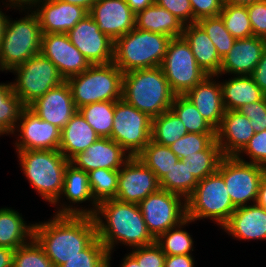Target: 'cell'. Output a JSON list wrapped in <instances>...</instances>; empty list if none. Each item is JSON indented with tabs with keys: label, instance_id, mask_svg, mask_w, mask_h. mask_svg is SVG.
I'll use <instances>...</instances> for the list:
<instances>
[{
	"label": "cell",
	"instance_id": "cell-26",
	"mask_svg": "<svg viewBox=\"0 0 266 267\" xmlns=\"http://www.w3.org/2000/svg\"><path fill=\"white\" fill-rule=\"evenodd\" d=\"M222 229L236 240H266V209L257 203L238 207Z\"/></svg>",
	"mask_w": 266,
	"mask_h": 267
},
{
	"label": "cell",
	"instance_id": "cell-34",
	"mask_svg": "<svg viewBox=\"0 0 266 267\" xmlns=\"http://www.w3.org/2000/svg\"><path fill=\"white\" fill-rule=\"evenodd\" d=\"M194 222L186 218L179 225L172 227L155 239V243L166 255H190L194 249L192 235L184 230L185 226Z\"/></svg>",
	"mask_w": 266,
	"mask_h": 267
},
{
	"label": "cell",
	"instance_id": "cell-58",
	"mask_svg": "<svg viewBox=\"0 0 266 267\" xmlns=\"http://www.w3.org/2000/svg\"><path fill=\"white\" fill-rule=\"evenodd\" d=\"M256 203L266 209V175L260 183Z\"/></svg>",
	"mask_w": 266,
	"mask_h": 267
},
{
	"label": "cell",
	"instance_id": "cell-17",
	"mask_svg": "<svg viewBox=\"0 0 266 267\" xmlns=\"http://www.w3.org/2000/svg\"><path fill=\"white\" fill-rule=\"evenodd\" d=\"M65 197V201L61 203ZM62 199V200H61ZM90 202L91 208L78 207V204ZM61 204V205H60ZM77 204V206L73 205ZM59 206L55 215H88L93 216L97 210L98 203L95 201L90 184L89 176L84 170L75 167L70 162L64 171L63 190L59 199L53 204ZM74 206V207H73Z\"/></svg>",
	"mask_w": 266,
	"mask_h": 267
},
{
	"label": "cell",
	"instance_id": "cell-36",
	"mask_svg": "<svg viewBox=\"0 0 266 267\" xmlns=\"http://www.w3.org/2000/svg\"><path fill=\"white\" fill-rule=\"evenodd\" d=\"M141 162L150 168L160 180L176 164L179 158L169 148L152 140L137 155Z\"/></svg>",
	"mask_w": 266,
	"mask_h": 267
},
{
	"label": "cell",
	"instance_id": "cell-8",
	"mask_svg": "<svg viewBox=\"0 0 266 267\" xmlns=\"http://www.w3.org/2000/svg\"><path fill=\"white\" fill-rule=\"evenodd\" d=\"M186 205L187 218L193 221L208 218L220 225V229L237 209L227 192L223 176L218 171L198 181L194 192L186 200Z\"/></svg>",
	"mask_w": 266,
	"mask_h": 267
},
{
	"label": "cell",
	"instance_id": "cell-13",
	"mask_svg": "<svg viewBox=\"0 0 266 267\" xmlns=\"http://www.w3.org/2000/svg\"><path fill=\"white\" fill-rule=\"evenodd\" d=\"M145 224L156 239L187 218L186 200L177 194L159 189L139 204Z\"/></svg>",
	"mask_w": 266,
	"mask_h": 267
},
{
	"label": "cell",
	"instance_id": "cell-2",
	"mask_svg": "<svg viewBox=\"0 0 266 267\" xmlns=\"http://www.w3.org/2000/svg\"><path fill=\"white\" fill-rule=\"evenodd\" d=\"M93 218L97 237L106 247L108 254L112 255L118 243L132 249L155 242L137 204L117 199L106 200L98 204Z\"/></svg>",
	"mask_w": 266,
	"mask_h": 267
},
{
	"label": "cell",
	"instance_id": "cell-9",
	"mask_svg": "<svg viewBox=\"0 0 266 267\" xmlns=\"http://www.w3.org/2000/svg\"><path fill=\"white\" fill-rule=\"evenodd\" d=\"M11 72L16 74L15 81L12 82L13 91L25 107L65 81L57 67L41 53Z\"/></svg>",
	"mask_w": 266,
	"mask_h": 267
},
{
	"label": "cell",
	"instance_id": "cell-3",
	"mask_svg": "<svg viewBox=\"0 0 266 267\" xmlns=\"http://www.w3.org/2000/svg\"><path fill=\"white\" fill-rule=\"evenodd\" d=\"M174 97L160 66L123 73L122 99L151 118L169 110Z\"/></svg>",
	"mask_w": 266,
	"mask_h": 267
},
{
	"label": "cell",
	"instance_id": "cell-24",
	"mask_svg": "<svg viewBox=\"0 0 266 267\" xmlns=\"http://www.w3.org/2000/svg\"><path fill=\"white\" fill-rule=\"evenodd\" d=\"M254 134L248 117L239 110H226L216 130V141L223 156H237Z\"/></svg>",
	"mask_w": 266,
	"mask_h": 267
},
{
	"label": "cell",
	"instance_id": "cell-30",
	"mask_svg": "<svg viewBox=\"0 0 266 267\" xmlns=\"http://www.w3.org/2000/svg\"><path fill=\"white\" fill-rule=\"evenodd\" d=\"M220 85L226 110H239L266 96L251 76H233L225 82H220Z\"/></svg>",
	"mask_w": 266,
	"mask_h": 267
},
{
	"label": "cell",
	"instance_id": "cell-53",
	"mask_svg": "<svg viewBox=\"0 0 266 267\" xmlns=\"http://www.w3.org/2000/svg\"><path fill=\"white\" fill-rule=\"evenodd\" d=\"M195 260L190 255H166L164 267H195Z\"/></svg>",
	"mask_w": 266,
	"mask_h": 267
},
{
	"label": "cell",
	"instance_id": "cell-23",
	"mask_svg": "<svg viewBox=\"0 0 266 267\" xmlns=\"http://www.w3.org/2000/svg\"><path fill=\"white\" fill-rule=\"evenodd\" d=\"M266 49V39L252 36L236 39L233 47L224 56L220 66L221 75L251 76Z\"/></svg>",
	"mask_w": 266,
	"mask_h": 267
},
{
	"label": "cell",
	"instance_id": "cell-20",
	"mask_svg": "<svg viewBox=\"0 0 266 267\" xmlns=\"http://www.w3.org/2000/svg\"><path fill=\"white\" fill-rule=\"evenodd\" d=\"M89 15L113 42L135 28L136 13L126 0H97Z\"/></svg>",
	"mask_w": 266,
	"mask_h": 267
},
{
	"label": "cell",
	"instance_id": "cell-56",
	"mask_svg": "<svg viewBox=\"0 0 266 267\" xmlns=\"http://www.w3.org/2000/svg\"><path fill=\"white\" fill-rule=\"evenodd\" d=\"M130 8L135 12L144 10L154 3V0H126Z\"/></svg>",
	"mask_w": 266,
	"mask_h": 267
},
{
	"label": "cell",
	"instance_id": "cell-38",
	"mask_svg": "<svg viewBox=\"0 0 266 267\" xmlns=\"http://www.w3.org/2000/svg\"><path fill=\"white\" fill-rule=\"evenodd\" d=\"M223 155L216 139L203 151L195 152L183 159L197 181L214 174Z\"/></svg>",
	"mask_w": 266,
	"mask_h": 267
},
{
	"label": "cell",
	"instance_id": "cell-42",
	"mask_svg": "<svg viewBox=\"0 0 266 267\" xmlns=\"http://www.w3.org/2000/svg\"><path fill=\"white\" fill-rule=\"evenodd\" d=\"M197 23L215 45L219 57L223 59L233 47L236 39L227 31L222 18L220 16L205 17L199 19Z\"/></svg>",
	"mask_w": 266,
	"mask_h": 267
},
{
	"label": "cell",
	"instance_id": "cell-7",
	"mask_svg": "<svg viewBox=\"0 0 266 267\" xmlns=\"http://www.w3.org/2000/svg\"><path fill=\"white\" fill-rule=\"evenodd\" d=\"M28 12H26V10ZM27 15L18 20L8 18L0 46V71L11 72L15 67L40 53L42 32L31 8H19Z\"/></svg>",
	"mask_w": 266,
	"mask_h": 267
},
{
	"label": "cell",
	"instance_id": "cell-32",
	"mask_svg": "<svg viewBox=\"0 0 266 267\" xmlns=\"http://www.w3.org/2000/svg\"><path fill=\"white\" fill-rule=\"evenodd\" d=\"M187 133L183 122L171 109L152 118L151 140L158 144L170 146Z\"/></svg>",
	"mask_w": 266,
	"mask_h": 267
},
{
	"label": "cell",
	"instance_id": "cell-11",
	"mask_svg": "<svg viewBox=\"0 0 266 267\" xmlns=\"http://www.w3.org/2000/svg\"><path fill=\"white\" fill-rule=\"evenodd\" d=\"M160 68L175 95H185L208 76L198 66L189 44L182 36L170 39Z\"/></svg>",
	"mask_w": 266,
	"mask_h": 267
},
{
	"label": "cell",
	"instance_id": "cell-39",
	"mask_svg": "<svg viewBox=\"0 0 266 267\" xmlns=\"http://www.w3.org/2000/svg\"><path fill=\"white\" fill-rule=\"evenodd\" d=\"M170 109L181 119L188 133H216L184 95H175Z\"/></svg>",
	"mask_w": 266,
	"mask_h": 267
},
{
	"label": "cell",
	"instance_id": "cell-25",
	"mask_svg": "<svg viewBox=\"0 0 266 267\" xmlns=\"http://www.w3.org/2000/svg\"><path fill=\"white\" fill-rule=\"evenodd\" d=\"M216 79V76L208 75L184 95L215 130L226 111L220 81Z\"/></svg>",
	"mask_w": 266,
	"mask_h": 267
},
{
	"label": "cell",
	"instance_id": "cell-27",
	"mask_svg": "<svg viewBox=\"0 0 266 267\" xmlns=\"http://www.w3.org/2000/svg\"><path fill=\"white\" fill-rule=\"evenodd\" d=\"M182 37L189 44L198 66L206 75H219L222 59L203 28L196 22L184 26Z\"/></svg>",
	"mask_w": 266,
	"mask_h": 267
},
{
	"label": "cell",
	"instance_id": "cell-59",
	"mask_svg": "<svg viewBox=\"0 0 266 267\" xmlns=\"http://www.w3.org/2000/svg\"><path fill=\"white\" fill-rule=\"evenodd\" d=\"M60 1L81 6L88 12L91 10L92 6L97 2V0H60Z\"/></svg>",
	"mask_w": 266,
	"mask_h": 267
},
{
	"label": "cell",
	"instance_id": "cell-43",
	"mask_svg": "<svg viewBox=\"0 0 266 267\" xmlns=\"http://www.w3.org/2000/svg\"><path fill=\"white\" fill-rule=\"evenodd\" d=\"M59 267H108V251L99 238L96 237L78 255Z\"/></svg>",
	"mask_w": 266,
	"mask_h": 267
},
{
	"label": "cell",
	"instance_id": "cell-37",
	"mask_svg": "<svg viewBox=\"0 0 266 267\" xmlns=\"http://www.w3.org/2000/svg\"><path fill=\"white\" fill-rule=\"evenodd\" d=\"M113 101L95 102L78 109L94 131L102 138H110L115 111Z\"/></svg>",
	"mask_w": 266,
	"mask_h": 267
},
{
	"label": "cell",
	"instance_id": "cell-10",
	"mask_svg": "<svg viewBox=\"0 0 266 267\" xmlns=\"http://www.w3.org/2000/svg\"><path fill=\"white\" fill-rule=\"evenodd\" d=\"M217 171L223 176L236 208L256 203L260 183L266 175L265 167L249 163L245 158L223 156Z\"/></svg>",
	"mask_w": 266,
	"mask_h": 267
},
{
	"label": "cell",
	"instance_id": "cell-57",
	"mask_svg": "<svg viewBox=\"0 0 266 267\" xmlns=\"http://www.w3.org/2000/svg\"><path fill=\"white\" fill-rule=\"evenodd\" d=\"M111 258V254H108V267H111ZM122 259L120 267H140L137 260L130 253L126 254Z\"/></svg>",
	"mask_w": 266,
	"mask_h": 267
},
{
	"label": "cell",
	"instance_id": "cell-47",
	"mask_svg": "<svg viewBox=\"0 0 266 267\" xmlns=\"http://www.w3.org/2000/svg\"><path fill=\"white\" fill-rule=\"evenodd\" d=\"M129 253L137 260L140 267H164L166 254L155 242L132 248Z\"/></svg>",
	"mask_w": 266,
	"mask_h": 267
},
{
	"label": "cell",
	"instance_id": "cell-54",
	"mask_svg": "<svg viewBox=\"0 0 266 267\" xmlns=\"http://www.w3.org/2000/svg\"><path fill=\"white\" fill-rule=\"evenodd\" d=\"M14 252L15 250L0 246V267H13Z\"/></svg>",
	"mask_w": 266,
	"mask_h": 267
},
{
	"label": "cell",
	"instance_id": "cell-5",
	"mask_svg": "<svg viewBox=\"0 0 266 267\" xmlns=\"http://www.w3.org/2000/svg\"><path fill=\"white\" fill-rule=\"evenodd\" d=\"M170 37L134 28L114 41L113 63L123 72L159 67Z\"/></svg>",
	"mask_w": 266,
	"mask_h": 267
},
{
	"label": "cell",
	"instance_id": "cell-15",
	"mask_svg": "<svg viewBox=\"0 0 266 267\" xmlns=\"http://www.w3.org/2000/svg\"><path fill=\"white\" fill-rule=\"evenodd\" d=\"M67 35L90 65L113 62L114 42L99 30L98 24L89 14L69 30Z\"/></svg>",
	"mask_w": 266,
	"mask_h": 267
},
{
	"label": "cell",
	"instance_id": "cell-35",
	"mask_svg": "<svg viewBox=\"0 0 266 267\" xmlns=\"http://www.w3.org/2000/svg\"><path fill=\"white\" fill-rule=\"evenodd\" d=\"M198 181L183 160L176 164L160 180V189L182 196L187 200L194 192Z\"/></svg>",
	"mask_w": 266,
	"mask_h": 267
},
{
	"label": "cell",
	"instance_id": "cell-22",
	"mask_svg": "<svg viewBox=\"0 0 266 267\" xmlns=\"http://www.w3.org/2000/svg\"><path fill=\"white\" fill-rule=\"evenodd\" d=\"M130 157L117 142L100 137L84 152L75 155L70 163L86 173L98 168L119 170Z\"/></svg>",
	"mask_w": 266,
	"mask_h": 267
},
{
	"label": "cell",
	"instance_id": "cell-31",
	"mask_svg": "<svg viewBox=\"0 0 266 267\" xmlns=\"http://www.w3.org/2000/svg\"><path fill=\"white\" fill-rule=\"evenodd\" d=\"M28 223L22 214L12 208H0V246L16 250L33 238L34 223Z\"/></svg>",
	"mask_w": 266,
	"mask_h": 267
},
{
	"label": "cell",
	"instance_id": "cell-60",
	"mask_svg": "<svg viewBox=\"0 0 266 267\" xmlns=\"http://www.w3.org/2000/svg\"><path fill=\"white\" fill-rule=\"evenodd\" d=\"M9 17L10 16L6 15V13L2 12V9H0V46Z\"/></svg>",
	"mask_w": 266,
	"mask_h": 267
},
{
	"label": "cell",
	"instance_id": "cell-55",
	"mask_svg": "<svg viewBox=\"0 0 266 267\" xmlns=\"http://www.w3.org/2000/svg\"><path fill=\"white\" fill-rule=\"evenodd\" d=\"M6 2H3V5L8 9H19V8H30L34 3L40 0H5Z\"/></svg>",
	"mask_w": 266,
	"mask_h": 267
},
{
	"label": "cell",
	"instance_id": "cell-45",
	"mask_svg": "<svg viewBox=\"0 0 266 267\" xmlns=\"http://www.w3.org/2000/svg\"><path fill=\"white\" fill-rule=\"evenodd\" d=\"M216 139V133H187L169 148L181 160L195 152L205 150Z\"/></svg>",
	"mask_w": 266,
	"mask_h": 267
},
{
	"label": "cell",
	"instance_id": "cell-18",
	"mask_svg": "<svg viewBox=\"0 0 266 267\" xmlns=\"http://www.w3.org/2000/svg\"><path fill=\"white\" fill-rule=\"evenodd\" d=\"M40 53L57 67L64 80L90 67V63L70 42L67 33L42 34Z\"/></svg>",
	"mask_w": 266,
	"mask_h": 267
},
{
	"label": "cell",
	"instance_id": "cell-33",
	"mask_svg": "<svg viewBox=\"0 0 266 267\" xmlns=\"http://www.w3.org/2000/svg\"><path fill=\"white\" fill-rule=\"evenodd\" d=\"M24 108L13 91L12 82L0 83V136L13 135Z\"/></svg>",
	"mask_w": 266,
	"mask_h": 267
},
{
	"label": "cell",
	"instance_id": "cell-1",
	"mask_svg": "<svg viewBox=\"0 0 266 267\" xmlns=\"http://www.w3.org/2000/svg\"><path fill=\"white\" fill-rule=\"evenodd\" d=\"M97 237L96 223L88 215H53L48 221L35 223L33 238L45 254L59 267L78 255Z\"/></svg>",
	"mask_w": 266,
	"mask_h": 267
},
{
	"label": "cell",
	"instance_id": "cell-19",
	"mask_svg": "<svg viewBox=\"0 0 266 267\" xmlns=\"http://www.w3.org/2000/svg\"><path fill=\"white\" fill-rule=\"evenodd\" d=\"M30 8L38 18L42 34L67 33L89 14L81 6L60 0H40Z\"/></svg>",
	"mask_w": 266,
	"mask_h": 267
},
{
	"label": "cell",
	"instance_id": "cell-61",
	"mask_svg": "<svg viewBox=\"0 0 266 267\" xmlns=\"http://www.w3.org/2000/svg\"><path fill=\"white\" fill-rule=\"evenodd\" d=\"M262 0H222L223 5H248Z\"/></svg>",
	"mask_w": 266,
	"mask_h": 267
},
{
	"label": "cell",
	"instance_id": "cell-28",
	"mask_svg": "<svg viewBox=\"0 0 266 267\" xmlns=\"http://www.w3.org/2000/svg\"><path fill=\"white\" fill-rule=\"evenodd\" d=\"M100 137L77 111L61 130L59 151L70 161Z\"/></svg>",
	"mask_w": 266,
	"mask_h": 267
},
{
	"label": "cell",
	"instance_id": "cell-4",
	"mask_svg": "<svg viewBox=\"0 0 266 267\" xmlns=\"http://www.w3.org/2000/svg\"><path fill=\"white\" fill-rule=\"evenodd\" d=\"M20 169L32 188L45 202L53 205L63 190L64 171L68 161L59 150L16 151Z\"/></svg>",
	"mask_w": 266,
	"mask_h": 267
},
{
	"label": "cell",
	"instance_id": "cell-49",
	"mask_svg": "<svg viewBox=\"0 0 266 267\" xmlns=\"http://www.w3.org/2000/svg\"><path fill=\"white\" fill-rule=\"evenodd\" d=\"M239 111L250 119L255 133L266 130V96L260 101L243 106Z\"/></svg>",
	"mask_w": 266,
	"mask_h": 267
},
{
	"label": "cell",
	"instance_id": "cell-48",
	"mask_svg": "<svg viewBox=\"0 0 266 267\" xmlns=\"http://www.w3.org/2000/svg\"><path fill=\"white\" fill-rule=\"evenodd\" d=\"M253 36L266 39V0L246 5Z\"/></svg>",
	"mask_w": 266,
	"mask_h": 267
},
{
	"label": "cell",
	"instance_id": "cell-12",
	"mask_svg": "<svg viewBox=\"0 0 266 267\" xmlns=\"http://www.w3.org/2000/svg\"><path fill=\"white\" fill-rule=\"evenodd\" d=\"M152 118L120 99L115 103L111 139L131 157L137 156L151 140Z\"/></svg>",
	"mask_w": 266,
	"mask_h": 267
},
{
	"label": "cell",
	"instance_id": "cell-52",
	"mask_svg": "<svg viewBox=\"0 0 266 267\" xmlns=\"http://www.w3.org/2000/svg\"><path fill=\"white\" fill-rule=\"evenodd\" d=\"M251 77L253 78L257 86L266 95V49L264 50L257 66L254 68Z\"/></svg>",
	"mask_w": 266,
	"mask_h": 267
},
{
	"label": "cell",
	"instance_id": "cell-51",
	"mask_svg": "<svg viewBox=\"0 0 266 267\" xmlns=\"http://www.w3.org/2000/svg\"><path fill=\"white\" fill-rule=\"evenodd\" d=\"M193 11V23L205 17L219 16L223 3L222 0H190Z\"/></svg>",
	"mask_w": 266,
	"mask_h": 267
},
{
	"label": "cell",
	"instance_id": "cell-44",
	"mask_svg": "<svg viewBox=\"0 0 266 267\" xmlns=\"http://www.w3.org/2000/svg\"><path fill=\"white\" fill-rule=\"evenodd\" d=\"M13 267H54L43 248L32 238L14 252Z\"/></svg>",
	"mask_w": 266,
	"mask_h": 267
},
{
	"label": "cell",
	"instance_id": "cell-14",
	"mask_svg": "<svg viewBox=\"0 0 266 267\" xmlns=\"http://www.w3.org/2000/svg\"><path fill=\"white\" fill-rule=\"evenodd\" d=\"M13 134L18 135L14 143L16 151L59 150L60 147L61 129L40 119L28 107L22 110Z\"/></svg>",
	"mask_w": 266,
	"mask_h": 267
},
{
	"label": "cell",
	"instance_id": "cell-6",
	"mask_svg": "<svg viewBox=\"0 0 266 267\" xmlns=\"http://www.w3.org/2000/svg\"><path fill=\"white\" fill-rule=\"evenodd\" d=\"M65 81L77 109L95 102L122 99L123 72L113 62L90 65Z\"/></svg>",
	"mask_w": 266,
	"mask_h": 267
},
{
	"label": "cell",
	"instance_id": "cell-16",
	"mask_svg": "<svg viewBox=\"0 0 266 267\" xmlns=\"http://www.w3.org/2000/svg\"><path fill=\"white\" fill-rule=\"evenodd\" d=\"M159 189L156 175L137 156L130 157L119 169L117 200L138 205Z\"/></svg>",
	"mask_w": 266,
	"mask_h": 267
},
{
	"label": "cell",
	"instance_id": "cell-46",
	"mask_svg": "<svg viewBox=\"0 0 266 267\" xmlns=\"http://www.w3.org/2000/svg\"><path fill=\"white\" fill-rule=\"evenodd\" d=\"M243 153L249 156V163L266 168V130L255 133L236 157L243 159Z\"/></svg>",
	"mask_w": 266,
	"mask_h": 267
},
{
	"label": "cell",
	"instance_id": "cell-21",
	"mask_svg": "<svg viewBox=\"0 0 266 267\" xmlns=\"http://www.w3.org/2000/svg\"><path fill=\"white\" fill-rule=\"evenodd\" d=\"M28 108L40 119L61 130L78 111L66 81L50 89L45 95L31 103Z\"/></svg>",
	"mask_w": 266,
	"mask_h": 267
},
{
	"label": "cell",
	"instance_id": "cell-41",
	"mask_svg": "<svg viewBox=\"0 0 266 267\" xmlns=\"http://www.w3.org/2000/svg\"><path fill=\"white\" fill-rule=\"evenodd\" d=\"M219 16L222 18L227 31L235 39L253 36L246 5H223Z\"/></svg>",
	"mask_w": 266,
	"mask_h": 267
},
{
	"label": "cell",
	"instance_id": "cell-29",
	"mask_svg": "<svg viewBox=\"0 0 266 267\" xmlns=\"http://www.w3.org/2000/svg\"><path fill=\"white\" fill-rule=\"evenodd\" d=\"M135 28L164 34L170 38L181 37L184 24L172 13L156 3L136 13Z\"/></svg>",
	"mask_w": 266,
	"mask_h": 267
},
{
	"label": "cell",
	"instance_id": "cell-40",
	"mask_svg": "<svg viewBox=\"0 0 266 267\" xmlns=\"http://www.w3.org/2000/svg\"><path fill=\"white\" fill-rule=\"evenodd\" d=\"M89 184L95 201L116 199L119 170L98 168L88 172Z\"/></svg>",
	"mask_w": 266,
	"mask_h": 267
},
{
	"label": "cell",
	"instance_id": "cell-50",
	"mask_svg": "<svg viewBox=\"0 0 266 267\" xmlns=\"http://www.w3.org/2000/svg\"><path fill=\"white\" fill-rule=\"evenodd\" d=\"M154 3L168 10L184 25L193 23V11L190 0H154Z\"/></svg>",
	"mask_w": 266,
	"mask_h": 267
}]
</instances>
